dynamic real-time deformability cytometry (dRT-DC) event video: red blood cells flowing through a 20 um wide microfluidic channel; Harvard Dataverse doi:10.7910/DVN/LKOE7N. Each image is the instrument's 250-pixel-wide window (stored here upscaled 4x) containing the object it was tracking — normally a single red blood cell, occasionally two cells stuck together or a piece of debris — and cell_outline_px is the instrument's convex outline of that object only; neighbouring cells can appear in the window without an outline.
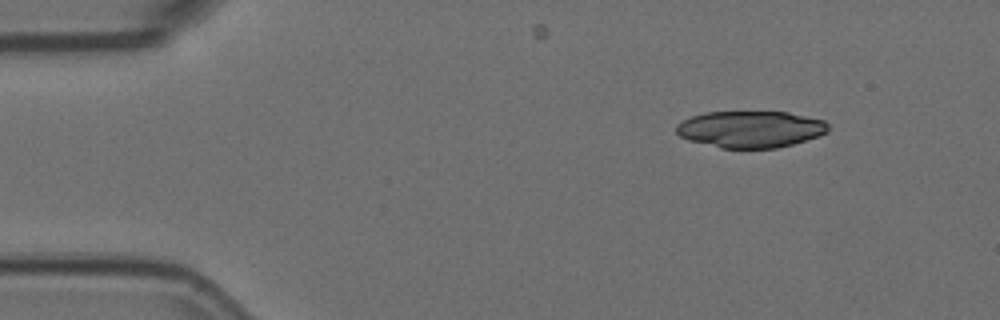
{"species": "Egyptian fruit bat (a non-hibernating species)", "species_latin": "Rousettus aegyptiacus", "temperature_condition": "room temperature", "stored_images_in_passage": 47, "camera_frame_rate_fps": 3000, "um_per_image_px": 0.085, "animal": {"sex": "female"}, "frame": {"image": 1, "passage_image": 1, "time_ms": 0.0, "image_size_px": [1000, 320], "cell_outline_px": [[828, 132], [820, 136], [792, 144], [776, 148], [720, 148], [688, 140], [680, 136], [676, 132], [676, 124], [680, 120], [704, 112], [788, 112], [824, 120], [828, 124]], "centroid_in_image_um": [63.77, 10.98], "position_along_channel_um": 21.2, "area_um2": 32.66}}